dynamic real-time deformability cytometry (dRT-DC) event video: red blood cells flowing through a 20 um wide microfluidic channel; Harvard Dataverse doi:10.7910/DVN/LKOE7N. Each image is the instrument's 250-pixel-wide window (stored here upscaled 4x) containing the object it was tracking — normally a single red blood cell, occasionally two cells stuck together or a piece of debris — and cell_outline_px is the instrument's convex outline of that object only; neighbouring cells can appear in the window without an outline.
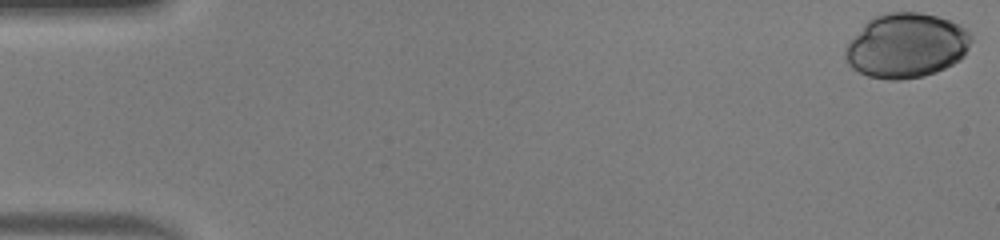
{"species": "human", "species_latin": "Homo sapiens", "temperature_condition": "warm", "stored_images_in_passage": 14, "camera_frame_rate_fps": 3000, "um_per_image_px": 0.085, "donor": {"sex": "male"}, "frame": {"image": 1, "passage_image": 1, "time_ms": 0.0, "image_size_px": [1000, 240], "cell_outline_px": [[972, 40], [964, 56], [960, 60], [936, 72], [924, 76], [900, 80], [888, 80], [868, 76], [852, 68], [848, 64], [844, 56], [844, 48], [848, 40], [872, 16], [884, 12], [920, 12], [936, 16], [960, 24], [972, 36]], "centroid_in_image_um": [77.01, 3.87], "position_along_channel_um": 8.0, "area_um2": 47.86}}